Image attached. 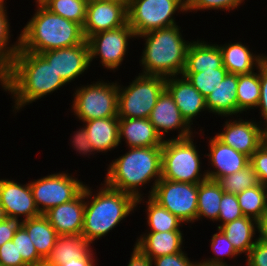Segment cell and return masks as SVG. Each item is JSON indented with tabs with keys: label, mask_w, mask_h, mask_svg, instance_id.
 <instances>
[{
	"label": "cell",
	"mask_w": 267,
	"mask_h": 266,
	"mask_svg": "<svg viewBox=\"0 0 267 266\" xmlns=\"http://www.w3.org/2000/svg\"><path fill=\"white\" fill-rule=\"evenodd\" d=\"M66 84L40 54L19 48L6 78L0 85L13 95L16 113V110L19 111L25 105L59 90Z\"/></svg>",
	"instance_id": "1"
},
{
	"label": "cell",
	"mask_w": 267,
	"mask_h": 266,
	"mask_svg": "<svg viewBox=\"0 0 267 266\" xmlns=\"http://www.w3.org/2000/svg\"><path fill=\"white\" fill-rule=\"evenodd\" d=\"M108 167L104 182L111 188L133 195L138 206L144 201L139 188L151 179L155 180L148 193L151 196L161 179L162 146L129 148Z\"/></svg>",
	"instance_id": "2"
},
{
	"label": "cell",
	"mask_w": 267,
	"mask_h": 266,
	"mask_svg": "<svg viewBox=\"0 0 267 266\" xmlns=\"http://www.w3.org/2000/svg\"><path fill=\"white\" fill-rule=\"evenodd\" d=\"M19 37L22 51L38 54L73 47L85 41L82 27L78 23L50 12L43 5H38Z\"/></svg>",
	"instance_id": "3"
},
{
	"label": "cell",
	"mask_w": 267,
	"mask_h": 266,
	"mask_svg": "<svg viewBox=\"0 0 267 266\" xmlns=\"http://www.w3.org/2000/svg\"><path fill=\"white\" fill-rule=\"evenodd\" d=\"M102 185L104 186L97 190L96 195L85 185L87 201L81 235L91 244L98 238L105 237L137 207L133 195L111 188L105 182ZM88 198L91 201H88Z\"/></svg>",
	"instance_id": "4"
},
{
	"label": "cell",
	"mask_w": 267,
	"mask_h": 266,
	"mask_svg": "<svg viewBox=\"0 0 267 266\" xmlns=\"http://www.w3.org/2000/svg\"><path fill=\"white\" fill-rule=\"evenodd\" d=\"M145 39L140 65L141 74L161 77L182 75L191 41L181 35L179 26L173 25L144 33L137 38Z\"/></svg>",
	"instance_id": "5"
},
{
	"label": "cell",
	"mask_w": 267,
	"mask_h": 266,
	"mask_svg": "<svg viewBox=\"0 0 267 266\" xmlns=\"http://www.w3.org/2000/svg\"><path fill=\"white\" fill-rule=\"evenodd\" d=\"M194 136L164 140L162 145V176L170 181L199 184L208 179L201 174L200 155L193 142Z\"/></svg>",
	"instance_id": "6"
},
{
	"label": "cell",
	"mask_w": 267,
	"mask_h": 266,
	"mask_svg": "<svg viewBox=\"0 0 267 266\" xmlns=\"http://www.w3.org/2000/svg\"><path fill=\"white\" fill-rule=\"evenodd\" d=\"M127 87L118 84V117L149 118L166 78L140 74Z\"/></svg>",
	"instance_id": "7"
},
{
	"label": "cell",
	"mask_w": 267,
	"mask_h": 266,
	"mask_svg": "<svg viewBox=\"0 0 267 266\" xmlns=\"http://www.w3.org/2000/svg\"><path fill=\"white\" fill-rule=\"evenodd\" d=\"M176 11L187 12L186 0H130L127 5L129 26L136 38L152 30L176 25Z\"/></svg>",
	"instance_id": "8"
},
{
	"label": "cell",
	"mask_w": 267,
	"mask_h": 266,
	"mask_svg": "<svg viewBox=\"0 0 267 266\" xmlns=\"http://www.w3.org/2000/svg\"><path fill=\"white\" fill-rule=\"evenodd\" d=\"M75 94V95H74ZM72 104L74 115L82 122L118 117V83L97 81L77 87Z\"/></svg>",
	"instance_id": "9"
},
{
	"label": "cell",
	"mask_w": 267,
	"mask_h": 266,
	"mask_svg": "<svg viewBox=\"0 0 267 266\" xmlns=\"http://www.w3.org/2000/svg\"><path fill=\"white\" fill-rule=\"evenodd\" d=\"M183 223H194L197 218L198 184L170 181L161 178L150 196Z\"/></svg>",
	"instance_id": "10"
},
{
	"label": "cell",
	"mask_w": 267,
	"mask_h": 266,
	"mask_svg": "<svg viewBox=\"0 0 267 266\" xmlns=\"http://www.w3.org/2000/svg\"><path fill=\"white\" fill-rule=\"evenodd\" d=\"M36 206L41 214L52 207L75 199L85 184L68 173L59 172L30 182Z\"/></svg>",
	"instance_id": "11"
},
{
	"label": "cell",
	"mask_w": 267,
	"mask_h": 266,
	"mask_svg": "<svg viewBox=\"0 0 267 266\" xmlns=\"http://www.w3.org/2000/svg\"><path fill=\"white\" fill-rule=\"evenodd\" d=\"M134 37L136 35L128 22L119 28L90 36L87 39L90 63L99 56L102 66L113 71L118 69L126 55L128 41Z\"/></svg>",
	"instance_id": "12"
},
{
	"label": "cell",
	"mask_w": 267,
	"mask_h": 266,
	"mask_svg": "<svg viewBox=\"0 0 267 266\" xmlns=\"http://www.w3.org/2000/svg\"><path fill=\"white\" fill-rule=\"evenodd\" d=\"M127 22L126 3L119 0H88L82 31L87 40L96 33L119 28Z\"/></svg>",
	"instance_id": "13"
},
{
	"label": "cell",
	"mask_w": 267,
	"mask_h": 266,
	"mask_svg": "<svg viewBox=\"0 0 267 266\" xmlns=\"http://www.w3.org/2000/svg\"><path fill=\"white\" fill-rule=\"evenodd\" d=\"M256 121L238 120L225 122L223 131L216 133V137L226 145H229L236 151L247 155L249 158L266 140V129L260 127ZM259 125V126H258Z\"/></svg>",
	"instance_id": "14"
},
{
	"label": "cell",
	"mask_w": 267,
	"mask_h": 266,
	"mask_svg": "<svg viewBox=\"0 0 267 266\" xmlns=\"http://www.w3.org/2000/svg\"><path fill=\"white\" fill-rule=\"evenodd\" d=\"M0 210L2 216L24 217L28 220L42 215L35 203L30 183L0 179Z\"/></svg>",
	"instance_id": "15"
},
{
	"label": "cell",
	"mask_w": 267,
	"mask_h": 266,
	"mask_svg": "<svg viewBox=\"0 0 267 266\" xmlns=\"http://www.w3.org/2000/svg\"><path fill=\"white\" fill-rule=\"evenodd\" d=\"M40 55L67 84L82 75L90 66L87 40L73 47L44 51Z\"/></svg>",
	"instance_id": "16"
},
{
	"label": "cell",
	"mask_w": 267,
	"mask_h": 266,
	"mask_svg": "<svg viewBox=\"0 0 267 266\" xmlns=\"http://www.w3.org/2000/svg\"><path fill=\"white\" fill-rule=\"evenodd\" d=\"M148 119L163 140H165V133L167 134L171 130L175 131V129L179 131L178 136H176L177 139H184L194 135L191 130L192 127L183 118L175 101L166 89L159 95Z\"/></svg>",
	"instance_id": "17"
},
{
	"label": "cell",
	"mask_w": 267,
	"mask_h": 266,
	"mask_svg": "<svg viewBox=\"0 0 267 266\" xmlns=\"http://www.w3.org/2000/svg\"><path fill=\"white\" fill-rule=\"evenodd\" d=\"M85 187L73 200L52 207L43 215L58 235H81L84 225Z\"/></svg>",
	"instance_id": "18"
},
{
	"label": "cell",
	"mask_w": 267,
	"mask_h": 266,
	"mask_svg": "<svg viewBox=\"0 0 267 266\" xmlns=\"http://www.w3.org/2000/svg\"><path fill=\"white\" fill-rule=\"evenodd\" d=\"M165 89L190 126L195 116L207 110L205 97L183 75L181 78L179 75L166 78Z\"/></svg>",
	"instance_id": "19"
},
{
	"label": "cell",
	"mask_w": 267,
	"mask_h": 266,
	"mask_svg": "<svg viewBox=\"0 0 267 266\" xmlns=\"http://www.w3.org/2000/svg\"><path fill=\"white\" fill-rule=\"evenodd\" d=\"M208 146H210V151L205 157L208 156L210 165L214 168L212 171H206L210 180L218 181L224 176L244 169L250 163V158L247 155L224 144L216 136L210 138Z\"/></svg>",
	"instance_id": "20"
},
{
	"label": "cell",
	"mask_w": 267,
	"mask_h": 266,
	"mask_svg": "<svg viewBox=\"0 0 267 266\" xmlns=\"http://www.w3.org/2000/svg\"><path fill=\"white\" fill-rule=\"evenodd\" d=\"M129 148L162 146L164 140L148 118H119V143Z\"/></svg>",
	"instance_id": "21"
},
{
	"label": "cell",
	"mask_w": 267,
	"mask_h": 266,
	"mask_svg": "<svg viewBox=\"0 0 267 266\" xmlns=\"http://www.w3.org/2000/svg\"><path fill=\"white\" fill-rule=\"evenodd\" d=\"M222 53L223 66L227 69L228 73L232 74H248L258 67H260L266 60L265 55H255L251 53L248 46L241 42L226 43L219 46Z\"/></svg>",
	"instance_id": "22"
},
{
	"label": "cell",
	"mask_w": 267,
	"mask_h": 266,
	"mask_svg": "<svg viewBox=\"0 0 267 266\" xmlns=\"http://www.w3.org/2000/svg\"><path fill=\"white\" fill-rule=\"evenodd\" d=\"M147 233L137 238L135 245L151 259L182 252L184 240L181 231Z\"/></svg>",
	"instance_id": "23"
},
{
	"label": "cell",
	"mask_w": 267,
	"mask_h": 266,
	"mask_svg": "<svg viewBox=\"0 0 267 266\" xmlns=\"http://www.w3.org/2000/svg\"><path fill=\"white\" fill-rule=\"evenodd\" d=\"M238 75L227 73L221 83L206 99L207 111L221 116L237 115Z\"/></svg>",
	"instance_id": "24"
},
{
	"label": "cell",
	"mask_w": 267,
	"mask_h": 266,
	"mask_svg": "<svg viewBox=\"0 0 267 266\" xmlns=\"http://www.w3.org/2000/svg\"><path fill=\"white\" fill-rule=\"evenodd\" d=\"M83 123L96 153L114 150L120 144L119 117L98 118Z\"/></svg>",
	"instance_id": "25"
},
{
	"label": "cell",
	"mask_w": 267,
	"mask_h": 266,
	"mask_svg": "<svg viewBox=\"0 0 267 266\" xmlns=\"http://www.w3.org/2000/svg\"><path fill=\"white\" fill-rule=\"evenodd\" d=\"M217 68H225L219 45L200 40L192 41L187 51L183 73H198Z\"/></svg>",
	"instance_id": "26"
},
{
	"label": "cell",
	"mask_w": 267,
	"mask_h": 266,
	"mask_svg": "<svg viewBox=\"0 0 267 266\" xmlns=\"http://www.w3.org/2000/svg\"><path fill=\"white\" fill-rule=\"evenodd\" d=\"M83 235H59L46 261L55 266L84 258L92 249Z\"/></svg>",
	"instance_id": "27"
},
{
	"label": "cell",
	"mask_w": 267,
	"mask_h": 266,
	"mask_svg": "<svg viewBox=\"0 0 267 266\" xmlns=\"http://www.w3.org/2000/svg\"><path fill=\"white\" fill-rule=\"evenodd\" d=\"M218 229L225 234L239 254L245 253L247 256L257 242V238L254 236L256 234L255 231H257V220L253 218L243 216L222 225Z\"/></svg>",
	"instance_id": "28"
},
{
	"label": "cell",
	"mask_w": 267,
	"mask_h": 266,
	"mask_svg": "<svg viewBox=\"0 0 267 266\" xmlns=\"http://www.w3.org/2000/svg\"><path fill=\"white\" fill-rule=\"evenodd\" d=\"M23 227L36 247L37 253L46 260L55 246L57 237L59 236L58 233L43 214L24 220Z\"/></svg>",
	"instance_id": "29"
},
{
	"label": "cell",
	"mask_w": 267,
	"mask_h": 266,
	"mask_svg": "<svg viewBox=\"0 0 267 266\" xmlns=\"http://www.w3.org/2000/svg\"><path fill=\"white\" fill-rule=\"evenodd\" d=\"M224 191L217 181L206 179L198 184L197 218L205 217L217 221L220 210V202Z\"/></svg>",
	"instance_id": "30"
},
{
	"label": "cell",
	"mask_w": 267,
	"mask_h": 266,
	"mask_svg": "<svg viewBox=\"0 0 267 266\" xmlns=\"http://www.w3.org/2000/svg\"><path fill=\"white\" fill-rule=\"evenodd\" d=\"M248 74L238 75L237 114L249 109H257L260 100V67Z\"/></svg>",
	"instance_id": "31"
},
{
	"label": "cell",
	"mask_w": 267,
	"mask_h": 266,
	"mask_svg": "<svg viewBox=\"0 0 267 266\" xmlns=\"http://www.w3.org/2000/svg\"><path fill=\"white\" fill-rule=\"evenodd\" d=\"M6 8L3 2L0 5V83L6 78L13 58L20 48V37H18V42L16 41L13 45L8 46L11 34Z\"/></svg>",
	"instance_id": "32"
},
{
	"label": "cell",
	"mask_w": 267,
	"mask_h": 266,
	"mask_svg": "<svg viewBox=\"0 0 267 266\" xmlns=\"http://www.w3.org/2000/svg\"><path fill=\"white\" fill-rule=\"evenodd\" d=\"M244 216L259 220L267 211V186L258 184L237 194Z\"/></svg>",
	"instance_id": "33"
},
{
	"label": "cell",
	"mask_w": 267,
	"mask_h": 266,
	"mask_svg": "<svg viewBox=\"0 0 267 266\" xmlns=\"http://www.w3.org/2000/svg\"><path fill=\"white\" fill-rule=\"evenodd\" d=\"M147 223L150 228L148 232L181 231L183 222L166 208L160 206L150 196L146 201Z\"/></svg>",
	"instance_id": "34"
},
{
	"label": "cell",
	"mask_w": 267,
	"mask_h": 266,
	"mask_svg": "<svg viewBox=\"0 0 267 266\" xmlns=\"http://www.w3.org/2000/svg\"><path fill=\"white\" fill-rule=\"evenodd\" d=\"M87 3L88 0H47L43 6L82 27L86 18Z\"/></svg>",
	"instance_id": "35"
},
{
	"label": "cell",
	"mask_w": 267,
	"mask_h": 266,
	"mask_svg": "<svg viewBox=\"0 0 267 266\" xmlns=\"http://www.w3.org/2000/svg\"><path fill=\"white\" fill-rule=\"evenodd\" d=\"M217 182L224 193L235 195L259 184L257 174L250 164L238 172L220 178Z\"/></svg>",
	"instance_id": "36"
},
{
	"label": "cell",
	"mask_w": 267,
	"mask_h": 266,
	"mask_svg": "<svg viewBox=\"0 0 267 266\" xmlns=\"http://www.w3.org/2000/svg\"><path fill=\"white\" fill-rule=\"evenodd\" d=\"M227 73L226 68H217L198 73H182V75L206 98L216 89Z\"/></svg>",
	"instance_id": "37"
},
{
	"label": "cell",
	"mask_w": 267,
	"mask_h": 266,
	"mask_svg": "<svg viewBox=\"0 0 267 266\" xmlns=\"http://www.w3.org/2000/svg\"><path fill=\"white\" fill-rule=\"evenodd\" d=\"M218 231L211 238V248L216 256L201 261L209 265H228L221 257L228 256L229 258H233L240 254L235 250L233 244L227 239L225 234L220 229Z\"/></svg>",
	"instance_id": "38"
},
{
	"label": "cell",
	"mask_w": 267,
	"mask_h": 266,
	"mask_svg": "<svg viewBox=\"0 0 267 266\" xmlns=\"http://www.w3.org/2000/svg\"><path fill=\"white\" fill-rule=\"evenodd\" d=\"M12 241L16 245L18 253L21 254L23 261L28 266H33L44 260L37 253L36 247L33 245V242L23 226L17 232H15Z\"/></svg>",
	"instance_id": "39"
},
{
	"label": "cell",
	"mask_w": 267,
	"mask_h": 266,
	"mask_svg": "<svg viewBox=\"0 0 267 266\" xmlns=\"http://www.w3.org/2000/svg\"><path fill=\"white\" fill-rule=\"evenodd\" d=\"M243 216L244 215L241 211L237 195L231 193H223L217 220L221 222V225H219L217 229L222 225L239 219Z\"/></svg>",
	"instance_id": "40"
},
{
	"label": "cell",
	"mask_w": 267,
	"mask_h": 266,
	"mask_svg": "<svg viewBox=\"0 0 267 266\" xmlns=\"http://www.w3.org/2000/svg\"><path fill=\"white\" fill-rule=\"evenodd\" d=\"M187 1V12L198 11V10H233L238 8L244 0H186Z\"/></svg>",
	"instance_id": "41"
},
{
	"label": "cell",
	"mask_w": 267,
	"mask_h": 266,
	"mask_svg": "<svg viewBox=\"0 0 267 266\" xmlns=\"http://www.w3.org/2000/svg\"><path fill=\"white\" fill-rule=\"evenodd\" d=\"M249 164L256 172L259 183L267 186V140L252 154Z\"/></svg>",
	"instance_id": "42"
},
{
	"label": "cell",
	"mask_w": 267,
	"mask_h": 266,
	"mask_svg": "<svg viewBox=\"0 0 267 266\" xmlns=\"http://www.w3.org/2000/svg\"><path fill=\"white\" fill-rule=\"evenodd\" d=\"M0 265L1 266H28L18 253L14 242L8 241L0 247Z\"/></svg>",
	"instance_id": "43"
},
{
	"label": "cell",
	"mask_w": 267,
	"mask_h": 266,
	"mask_svg": "<svg viewBox=\"0 0 267 266\" xmlns=\"http://www.w3.org/2000/svg\"><path fill=\"white\" fill-rule=\"evenodd\" d=\"M23 221L14 216H0V247L12 240L15 232L23 226Z\"/></svg>",
	"instance_id": "44"
},
{
	"label": "cell",
	"mask_w": 267,
	"mask_h": 266,
	"mask_svg": "<svg viewBox=\"0 0 267 266\" xmlns=\"http://www.w3.org/2000/svg\"><path fill=\"white\" fill-rule=\"evenodd\" d=\"M153 266H196L197 262H191L183 251L171 255H165L152 259Z\"/></svg>",
	"instance_id": "45"
},
{
	"label": "cell",
	"mask_w": 267,
	"mask_h": 266,
	"mask_svg": "<svg viewBox=\"0 0 267 266\" xmlns=\"http://www.w3.org/2000/svg\"><path fill=\"white\" fill-rule=\"evenodd\" d=\"M246 259V266H267V243L257 240Z\"/></svg>",
	"instance_id": "46"
},
{
	"label": "cell",
	"mask_w": 267,
	"mask_h": 266,
	"mask_svg": "<svg viewBox=\"0 0 267 266\" xmlns=\"http://www.w3.org/2000/svg\"><path fill=\"white\" fill-rule=\"evenodd\" d=\"M257 108L260 109L265 125L267 129V60L260 66V100L257 105Z\"/></svg>",
	"instance_id": "47"
},
{
	"label": "cell",
	"mask_w": 267,
	"mask_h": 266,
	"mask_svg": "<svg viewBox=\"0 0 267 266\" xmlns=\"http://www.w3.org/2000/svg\"><path fill=\"white\" fill-rule=\"evenodd\" d=\"M72 138H73L71 141L72 146L74 149H76L77 152H79L84 156L85 154L92 155L93 152H94L93 154H96L91 145V142L88 139V133L85 127L79 128L78 131L74 132Z\"/></svg>",
	"instance_id": "48"
},
{
	"label": "cell",
	"mask_w": 267,
	"mask_h": 266,
	"mask_svg": "<svg viewBox=\"0 0 267 266\" xmlns=\"http://www.w3.org/2000/svg\"><path fill=\"white\" fill-rule=\"evenodd\" d=\"M127 266H153V264L152 259L135 245Z\"/></svg>",
	"instance_id": "49"
},
{
	"label": "cell",
	"mask_w": 267,
	"mask_h": 266,
	"mask_svg": "<svg viewBox=\"0 0 267 266\" xmlns=\"http://www.w3.org/2000/svg\"><path fill=\"white\" fill-rule=\"evenodd\" d=\"M93 250H91L84 258L76 259L74 261L66 262L62 266H95V259Z\"/></svg>",
	"instance_id": "50"
},
{
	"label": "cell",
	"mask_w": 267,
	"mask_h": 266,
	"mask_svg": "<svg viewBox=\"0 0 267 266\" xmlns=\"http://www.w3.org/2000/svg\"><path fill=\"white\" fill-rule=\"evenodd\" d=\"M257 231L259 233L257 240L267 243V211L257 221Z\"/></svg>",
	"instance_id": "51"
},
{
	"label": "cell",
	"mask_w": 267,
	"mask_h": 266,
	"mask_svg": "<svg viewBox=\"0 0 267 266\" xmlns=\"http://www.w3.org/2000/svg\"><path fill=\"white\" fill-rule=\"evenodd\" d=\"M33 266H55V265H51L46 260H43L42 262H39Z\"/></svg>",
	"instance_id": "52"
},
{
	"label": "cell",
	"mask_w": 267,
	"mask_h": 266,
	"mask_svg": "<svg viewBox=\"0 0 267 266\" xmlns=\"http://www.w3.org/2000/svg\"><path fill=\"white\" fill-rule=\"evenodd\" d=\"M196 266H230V264L229 265H209V264H206L202 261H200V262L197 261Z\"/></svg>",
	"instance_id": "53"
},
{
	"label": "cell",
	"mask_w": 267,
	"mask_h": 266,
	"mask_svg": "<svg viewBox=\"0 0 267 266\" xmlns=\"http://www.w3.org/2000/svg\"><path fill=\"white\" fill-rule=\"evenodd\" d=\"M47 0H36L37 6L43 5Z\"/></svg>",
	"instance_id": "54"
},
{
	"label": "cell",
	"mask_w": 267,
	"mask_h": 266,
	"mask_svg": "<svg viewBox=\"0 0 267 266\" xmlns=\"http://www.w3.org/2000/svg\"><path fill=\"white\" fill-rule=\"evenodd\" d=\"M119 1H122V2H124V3H126L128 5L130 0H119Z\"/></svg>",
	"instance_id": "55"
}]
</instances>
